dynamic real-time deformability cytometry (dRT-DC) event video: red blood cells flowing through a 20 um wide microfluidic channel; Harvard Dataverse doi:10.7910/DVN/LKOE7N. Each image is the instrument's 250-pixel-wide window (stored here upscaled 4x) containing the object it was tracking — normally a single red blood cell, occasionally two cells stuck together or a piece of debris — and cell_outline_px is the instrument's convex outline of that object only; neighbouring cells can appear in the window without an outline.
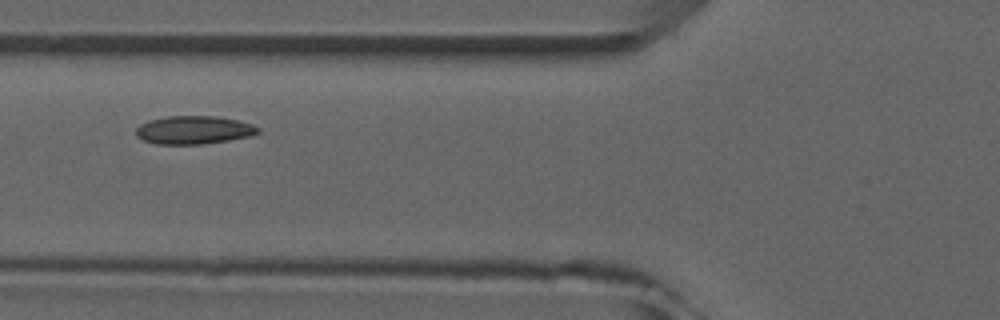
{"species": "common noctule bat (a hibernating species)", "species_latin": "Nyctalus noctula", "temperature_condition": "room temperature", "stored_images_in_passage": 7, "camera_frame_rate_fps": 3000, "um_per_image_px": 0.085, "animal": {"sex": "male", "forearm_length_mm": 52.5}, "frame": {"image": 1, "passage_image": 4, "time_ms": 3.333, "image_size_px": [1000, 320], "cell_outline_px": [[260, 132], [252, 136], [204, 144], [156, 144], [144, 140], [136, 136], [136, 128], [140, 124], [148, 120], [168, 116], [216, 116], [236, 120], [252, 124], [260, 128]], "centroid_in_image_um": [16.48, 11.05], "position_along_channel_um": 109.3, "area_um2": 20.11}}
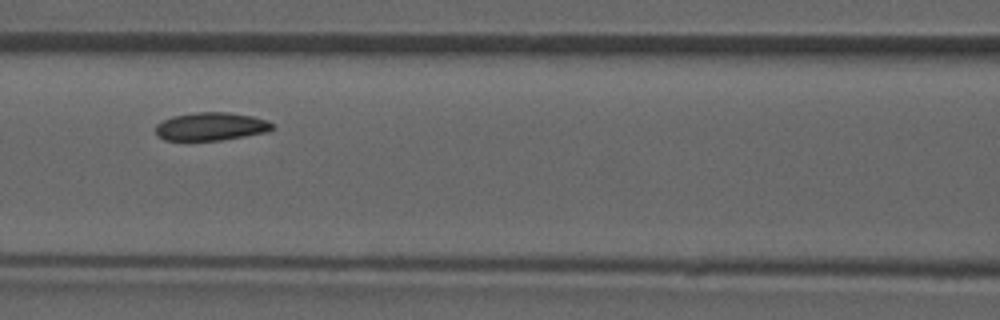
{"frame": {"image": 2, "passage_image": 5, "time_ms": 4.333, "image_size_px": [1000, 320], "cell_outline_px": [[276, 128], [268, 132], [220, 140], [164, 140], [156, 136], [156, 124], [172, 116], [196, 112], [228, 112], [252, 116], [268, 120], [276, 124]], "centroid_in_image_um": [17.98, 10.75], "position_along_channel_um": 148.6, "area_um2": 19.31}}